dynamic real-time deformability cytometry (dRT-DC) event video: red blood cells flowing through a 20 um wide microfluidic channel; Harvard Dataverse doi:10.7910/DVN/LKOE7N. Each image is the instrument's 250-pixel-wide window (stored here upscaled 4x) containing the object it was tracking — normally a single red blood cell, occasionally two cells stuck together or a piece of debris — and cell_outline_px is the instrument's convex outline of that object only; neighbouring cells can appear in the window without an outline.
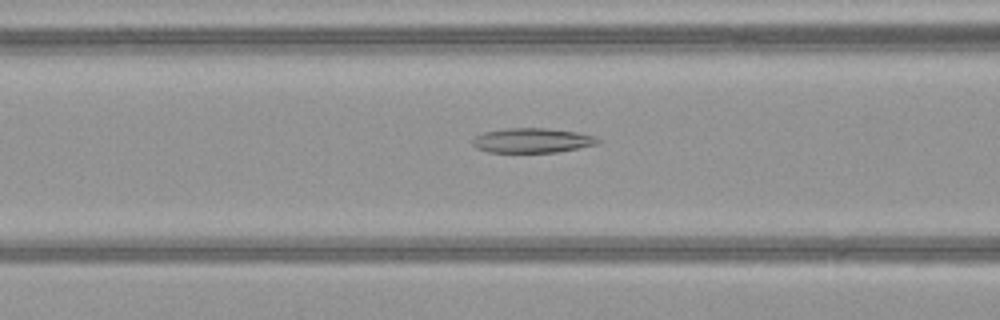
{"species": "common noctule bat (a hibernating species)", "species_latin": "Nyctalus noctula", "temperature_condition": "warm", "stored_images_in_passage": 39, "camera_frame_rate_fps": 3000, "um_per_image_px": 0.085, "animal": {"sex": "female", "body_mass_g": 21.9}, "frame": {"image": 1, "passage_image": 10, "time_ms": 3.0, "image_size_px": [1000, 320], "cell_outline_px": [[600, 144], [556, 152], [488, 152], [476, 148], [472, 144], [472, 140], [476, 136], [484, 132], [504, 128], [544, 128], [576, 132], [596, 136], [600, 140]], "centroid_in_image_um": [45.24, 11.94], "position_along_channel_um": 121.4, "area_um2": 18.03}}
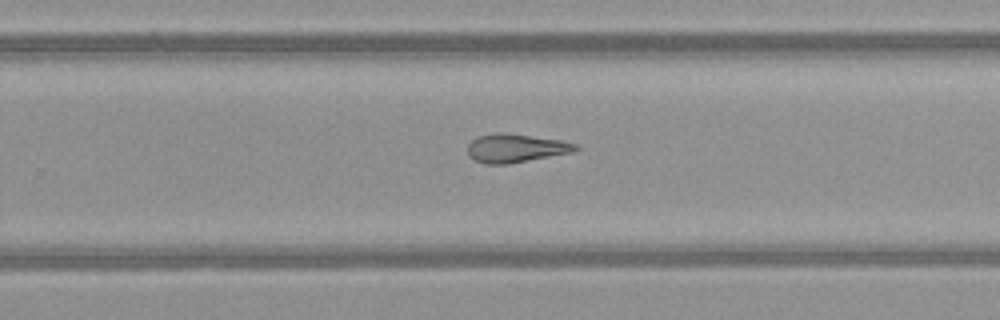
{"frame": {"image": 2, "passage_image": 22, "time_ms": 7.0, "image_size_px": [1000, 320], "cell_outline_px": [[580, 148], [572, 152], [508, 164], [484, 164], [468, 156], [468, 144], [472, 140], [480, 136], [496, 132], [500, 132], [560, 140], [576, 144]], "centroid_in_image_um": [43.81, 12.6], "position_along_channel_um": 286.0, "area_um2": 17.69}}
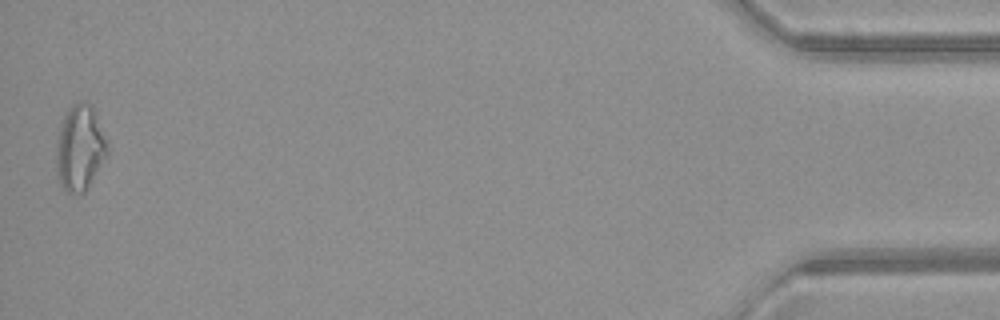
{"frame": {"image": 3, "passage_image": 39, "time_ms": 12.667, "image_size_px": [1000, 320], "cell_outline_px": [[108, 156], [88, 188], [84, 192], [68, 192], [60, 184], [56, 176], [56, 140], [60, 120], [68, 108], [72, 104], [80, 100], [92, 104], [96, 112], [108, 148]], "centroid_in_image_um": [6.77, 12.54], "position_along_channel_um": 428.4, "area_um2": 26.07}, "authors_computed_cell_mechanics": {"area_um2": 19.074, "velocity_mm_per_s": 4.1177, "shape_relaxation_time_tau1_ms": null, "shape_relaxation_time_tau2_ms": 4.7894, "deformation_change_tau1": null, "deformation_change_tau2": 0.174}}